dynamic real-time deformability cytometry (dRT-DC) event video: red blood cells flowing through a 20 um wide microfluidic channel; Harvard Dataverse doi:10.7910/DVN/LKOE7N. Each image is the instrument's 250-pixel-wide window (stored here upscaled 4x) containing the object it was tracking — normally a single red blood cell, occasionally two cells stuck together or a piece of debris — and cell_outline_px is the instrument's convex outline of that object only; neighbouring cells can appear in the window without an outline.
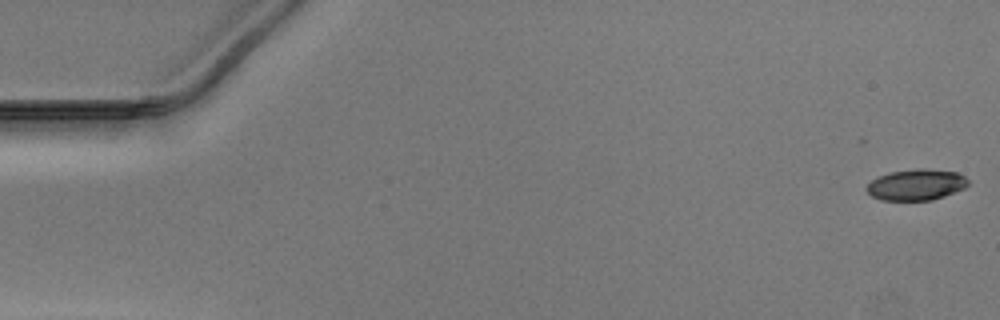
{"species": "Egyptian fruit bat (a non-hibernating species)", "species_latin": "Rousettus aegyptiacus", "temperature_condition": "warm", "stored_images_in_passage": 49, "camera_frame_rate_fps": 3000, "um_per_image_px": 0.085, "animal": {"sex": "male"}, "frame": {"image": 1, "passage_image": 1, "time_ms": 0.0, "image_size_px": [1000, 320], "cell_outline_px": [[968, 184], [964, 188], [944, 196], [932, 200], [880, 200], [872, 196], [864, 188], [872, 180], [880, 176], [892, 172], [916, 168], [924, 168], [956, 172], [964, 176], [968, 180]], "centroid_in_image_um": [77.87, 15.7], "position_along_channel_um": 7.1, "area_um2": 18.26}}
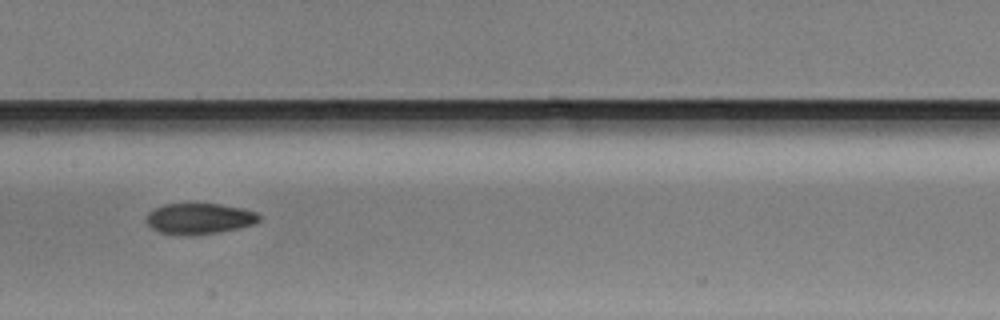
{"frame": {"image": 2, "passage_image": 26, "time_ms": 8.333, "image_size_px": [1000, 320], "cell_outline_px": [[260, 220], [256, 224], [216, 232], [192, 236], [184, 236], [160, 232], [152, 228], [144, 220], [148, 212], [164, 204], [220, 204], [240, 208], [256, 212], [260, 216]], "centroid_in_image_um": [16.91, 18.59], "position_along_channel_um": 190.5, "area_um2": 20.29}}
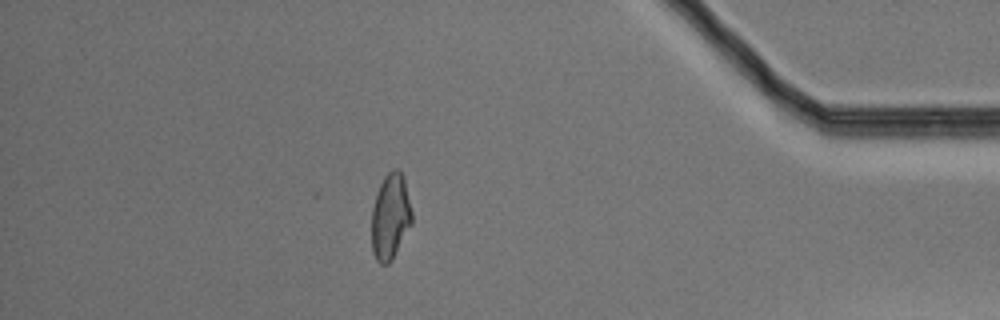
{"frame": {"image": 3, "passage_image": 45, "time_ms": 14.667, "image_size_px": [1000, 320], "cell_outline_px": [[412, 224], [392, 260], [388, 264], [380, 264], [376, 260], [372, 252], [372, 208], [380, 184], [384, 176], [392, 168], [396, 168], [404, 176], [412, 212]], "centroid_in_image_um": [33.19, 18.42], "position_along_channel_um": 402.0, "area_um2": 20.29}}